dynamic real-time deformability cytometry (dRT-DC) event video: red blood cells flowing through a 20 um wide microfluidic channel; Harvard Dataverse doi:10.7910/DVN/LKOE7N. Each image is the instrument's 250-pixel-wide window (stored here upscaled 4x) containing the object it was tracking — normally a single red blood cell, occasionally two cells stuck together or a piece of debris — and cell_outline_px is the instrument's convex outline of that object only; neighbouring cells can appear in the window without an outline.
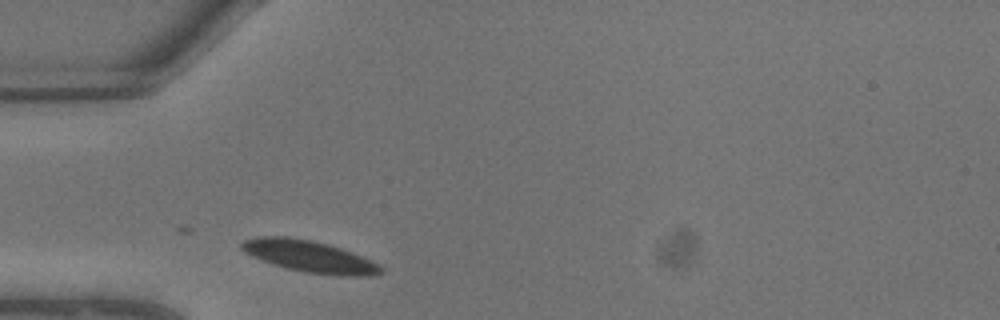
{"species": "common noctule bat (a hibernating species)", "species_latin": "Nyctalus noctula", "temperature_condition": "warm", "stored_images_in_passage": 1, "camera_frame_rate_fps": 3000, "um_per_image_px": 0.085, "animal": {"sex": "male", "body_mass_g": 13.3}, "frame": {"image": 1, "passage_image": 1, "time_ms": 0.0, "image_size_px": [1000, 320], "cell_outline_px": [[384, 272], [368, 276], [340, 276], [304, 272], [272, 264], [260, 260], [244, 252], [240, 248], [240, 244], [244, 240], [256, 236], [288, 236], [312, 240], [328, 244], [352, 252], [384, 268]], "centroid_in_image_um": [26.25, 21.79], "position_along_channel_um": 58.7, "area_um2": 25.72}}